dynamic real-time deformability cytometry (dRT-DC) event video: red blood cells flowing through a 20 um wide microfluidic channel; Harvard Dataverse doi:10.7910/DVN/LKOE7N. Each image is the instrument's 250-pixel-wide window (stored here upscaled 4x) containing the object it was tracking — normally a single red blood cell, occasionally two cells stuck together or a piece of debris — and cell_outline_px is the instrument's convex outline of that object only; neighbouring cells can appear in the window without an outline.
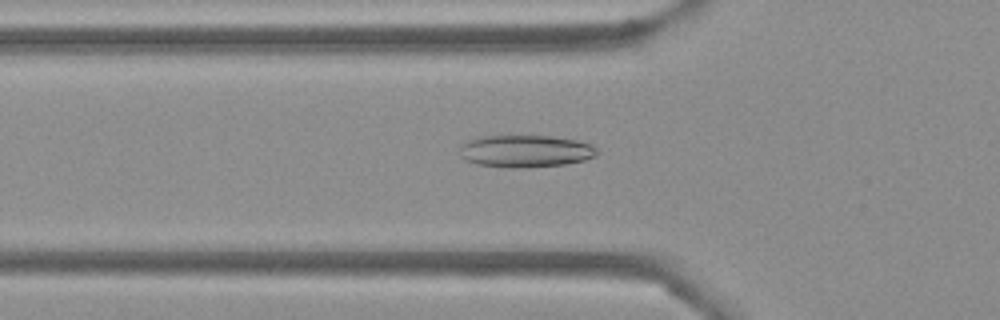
{"species": "Egyptian fruit bat (a non-hibernating species)", "species_latin": "Rousettus aegyptiacus", "temperature_condition": "cold", "stored_images_in_passage": 53, "camera_frame_rate_fps": 3000, "um_per_image_px": 0.085, "frame": {"image": 1, "passage_image": 17, "time_ms": 5.333, "image_size_px": [1000, 320], "cell_outline_px": [[600, 152], [596, 156], [584, 160], [564, 164], [528, 168], [504, 168], [476, 164], [464, 160], [460, 156], [460, 144], [468, 140], [480, 136], [552, 136], [576, 140], [592, 144]], "centroid_in_image_um": [44.64, 12.86], "position_along_channel_um": 81.2, "area_um2": 26.24}}
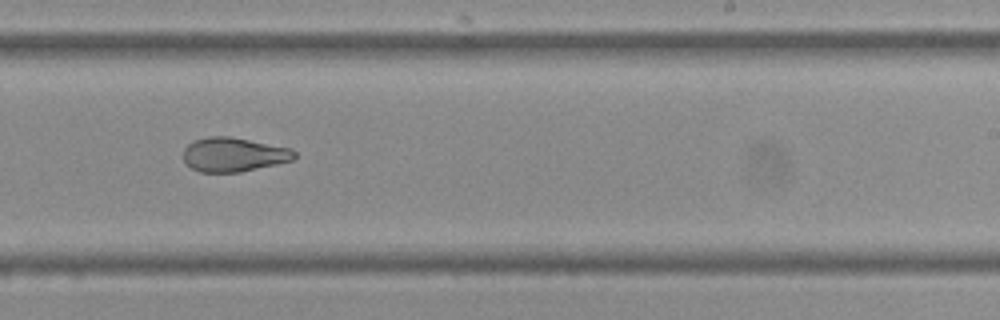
{"frame": {"image": 2, "passage_image": 32, "time_ms": 10.333, "image_size_px": [1000, 320], "cell_outline_px": [[296, 156], [292, 160], [276, 164], [240, 172], [200, 172], [192, 168], [184, 160], [184, 148], [188, 144], [196, 140], [208, 136], [228, 136], [292, 148], [296, 152]], "centroid_in_image_um": [19.87, 13.13], "position_along_channel_um": 269.1, "area_um2": 21.96}}
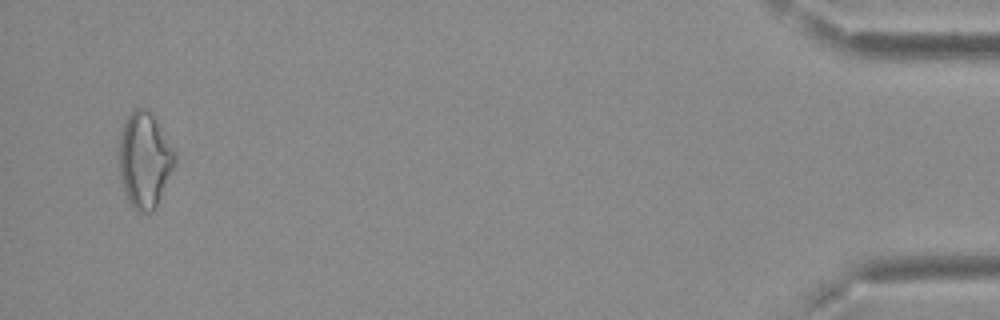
{"frame": {"image": 3, "passage_image": 51, "time_ms": 16.667, "image_size_px": [1000, 320], "cell_outline_px": [[176, 164], [156, 208], [152, 212], [136, 212], [128, 204], [120, 172], [120, 136], [124, 124], [128, 116], [136, 108], [144, 108], [156, 120], [176, 152]], "centroid_in_image_um": [12.32, 13.66], "position_along_channel_um": 422.9, "area_um2": 30.87}, "authors_computed_cell_mechanics": {"area_um2": 26.2412, "velocity_mm_per_s": 3.7429, "shape_relaxation_time_tau1_ms": null, "shape_relaxation_time_tau2_ms": 2.9218, "deformation_change_tau1": null, "deformation_change_tau2": 0.0804}}